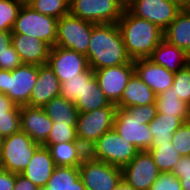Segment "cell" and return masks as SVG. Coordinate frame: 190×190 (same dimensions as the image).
<instances>
[{"label": "cell", "instance_id": "obj_1", "mask_svg": "<svg viewBox=\"0 0 190 190\" xmlns=\"http://www.w3.org/2000/svg\"><path fill=\"white\" fill-rule=\"evenodd\" d=\"M86 57L94 71L133 62L127 54L117 23L93 25Z\"/></svg>", "mask_w": 190, "mask_h": 190}, {"label": "cell", "instance_id": "obj_2", "mask_svg": "<svg viewBox=\"0 0 190 190\" xmlns=\"http://www.w3.org/2000/svg\"><path fill=\"white\" fill-rule=\"evenodd\" d=\"M117 24L131 60L149 58L164 39V31L159 26L134 16L128 9L123 10Z\"/></svg>", "mask_w": 190, "mask_h": 190}, {"label": "cell", "instance_id": "obj_3", "mask_svg": "<svg viewBox=\"0 0 190 190\" xmlns=\"http://www.w3.org/2000/svg\"><path fill=\"white\" fill-rule=\"evenodd\" d=\"M156 114L155 103L128 108L117 107L113 128L139 151H148L153 141L148 124Z\"/></svg>", "mask_w": 190, "mask_h": 190}, {"label": "cell", "instance_id": "obj_4", "mask_svg": "<svg viewBox=\"0 0 190 190\" xmlns=\"http://www.w3.org/2000/svg\"><path fill=\"white\" fill-rule=\"evenodd\" d=\"M138 152L137 147L121 137L114 128L104 133L88 149L91 158L120 168L128 164Z\"/></svg>", "mask_w": 190, "mask_h": 190}, {"label": "cell", "instance_id": "obj_5", "mask_svg": "<svg viewBox=\"0 0 190 190\" xmlns=\"http://www.w3.org/2000/svg\"><path fill=\"white\" fill-rule=\"evenodd\" d=\"M37 76L36 65L22 64L14 70L0 69V93L7 95L17 106L28 105Z\"/></svg>", "mask_w": 190, "mask_h": 190}, {"label": "cell", "instance_id": "obj_6", "mask_svg": "<svg viewBox=\"0 0 190 190\" xmlns=\"http://www.w3.org/2000/svg\"><path fill=\"white\" fill-rule=\"evenodd\" d=\"M117 105L88 112H78L76 122L77 140L88 150L104 133L113 129Z\"/></svg>", "mask_w": 190, "mask_h": 190}, {"label": "cell", "instance_id": "obj_7", "mask_svg": "<svg viewBox=\"0 0 190 190\" xmlns=\"http://www.w3.org/2000/svg\"><path fill=\"white\" fill-rule=\"evenodd\" d=\"M57 24L58 19L43 15L28 4H23L11 32L36 37L52 48L56 42Z\"/></svg>", "mask_w": 190, "mask_h": 190}, {"label": "cell", "instance_id": "obj_8", "mask_svg": "<svg viewBox=\"0 0 190 190\" xmlns=\"http://www.w3.org/2000/svg\"><path fill=\"white\" fill-rule=\"evenodd\" d=\"M40 146L22 131L4 138L0 168L20 174L28 166L32 156Z\"/></svg>", "mask_w": 190, "mask_h": 190}, {"label": "cell", "instance_id": "obj_9", "mask_svg": "<svg viewBox=\"0 0 190 190\" xmlns=\"http://www.w3.org/2000/svg\"><path fill=\"white\" fill-rule=\"evenodd\" d=\"M94 24L70 13L64 15L58 19L55 46L71 49L86 56Z\"/></svg>", "mask_w": 190, "mask_h": 190}, {"label": "cell", "instance_id": "obj_10", "mask_svg": "<svg viewBox=\"0 0 190 190\" xmlns=\"http://www.w3.org/2000/svg\"><path fill=\"white\" fill-rule=\"evenodd\" d=\"M79 173L87 190H114L122 179L120 167L95 160L89 155L79 166Z\"/></svg>", "mask_w": 190, "mask_h": 190}, {"label": "cell", "instance_id": "obj_11", "mask_svg": "<svg viewBox=\"0 0 190 190\" xmlns=\"http://www.w3.org/2000/svg\"><path fill=\"white\" fill-rule=\"evenodd\" d=\"M69 13L95 24L117 23L123 8L116 0H70Z\"/></svg>", "mask_w": 190, "mask_h": 190}, {"label": "cell", "instance_id": "obj_12", "mask_svg": "<svg viewBox=\"0 0 190 190\" xmlns=\"http://www.w3.org/2000/svg\"><path fill=\"white\" fill-rule=\"evenodd\" d=\"M121 170L122 179L135 190H150L161 173L149 151H139Z\"/></svg>", "mask_w": 190, "mask_h": 190}, {"label": "cell", "instance_id": "obj_13", "mask_svg": "<svg viewBox=\"0 0 190 190\" xmlns=\"http://www.w3.org/2000/svg\"><path fill=\"white\" fill-rule=\"evenodd\" d=\"M182 8L172 0H135L128 10L134 16L146 19L164 31Z\"/></svg>", "mask_w": 190, "mask_h": 190}, {"label": "cell", "instance_id": "obj_14", "mask_svg": "<svg viewBox=\"0 0 190 190\" xmlns=\"http://www.w3.org/2000/svg\"><path fill=\"white\" fill-rule=\"evenodd\" d=\"M134 73V63L101 68L94 71L100 89L112 104H117L123 94L125 86Z\"/></svg>", "mask_w": 190, "mask_h": 190}, {"label": "cell", "instance_id": "obj_15", "mask_svg": "<svg viewBox=\"0 0 190 190\" xmlns=\"http://www.w3.org/2000/svg\"><path fill=\"white\" fill-rule=\"evenodd\" d=\"M47 64L58 77L60 83L66 78L77 77L89 68L87 57L71 49L54 46L50 49Z\"/></svg>", "mask_w": 190, "mask_h": 190}, {"label": "cell", "instance_id": "obj_16", "mask_svg": "<svg viewBox=\"0 0 190 190\" xmlns=\"http://www.w3.org/2000/svg\"><path fill=\"white\" fill-rule=\"evenodd\" d=\"M52 125L53 121L43 107L20 106L21 131L26 133L35 143L46 145V139Z\"/></svg>", "mask_w": 190, "mask_h": 190}, {"label": "cell", "instance_id": "obj_17", "mask_svg": "<svg viewBox=\"0 0 190 190\" xmlns=\"http://www.w3.org/2000/svg\"><path fill=\"white\" fill-rule=\"evenodd\" d=\"M133 63L134 72L156 95L172 87L175 75L174 72L155 64L149 58L136 59L133 60Z\"/></svg>", "mask_w": 190, "mask_h": 190}, {"label": "cell", "instance_id": "obj_18", "mask_svg": "<svg viewBox=\"0 0 190 190\" xmlns=\"http://www.w3.org/2000/svg\"><path fill=\"white\" fill-rule=\"evenodd\" d=\"M23 64L45 65L51 47L42 40L27 34L12 33V43Z\"/></svg>", "mask_w": 190, "mask_h": 190}, {"label": "cell", "instance_id": "obj_19", "mask_svg": "<svg viewBox=\"0 0 190 190\" xmlns=\"http://www.w3.org/2000/svg\"><path fill=\"white\" fill-rule=\"evenodd\" d=\"M61 83L48 64L38 66L37 81L30 95L29 106L43 107L60 96Z\"/></svg>", "mask_w": 190, "mask_h": 190}, {"label": "cell", "instance_id": "obj_20", "mask_svg": "<svg viewBox=\"0 0 190 190\" xmlns=\"http://www.w3.org/2000/svg\"><path fill=\"white\" fill-rule=\"evenodd\" d=\"M55 167L49 149L41 145L35 151L28 166L20 174L41 188L46 186Z\"/></svg>", "mask_w": 190, "mask_h": 190}, {"label": "cell", "instance_id": "obj_21", "mask_svg": "<svg viewBox=\"0 0 190 190\" xmlns=\"http://www.w3.org/2000/svg\"><path fill=\"white\" fill-rule=\"evenodd\" d=\"M156 96L151 88L134 72L125 86L120 101L116 105L119 108L150 105L155 103Z\"/></svg>", "mask_w": 190, "mask_h": 190}, {"label": "cell", "instance_id": "obj_22", "mask_svg": "<svg viewBox=\"0 0 190 190\" xmlns=\"http://www.w3.org/2000/svg\"><path fill=\"white\" fill-rule=\"evenodd\" d=\"M149 59L174 73L190 63V58L184 50L169 44L165 39L156 46Z\"/></svg>", "mask_w": 190, "mask_h": 190}, {"label": "cell", "instance_id": "obj_23", "mask_svg": "<svg viewBox=\"0 0 190 190\" xmlns=\"http://www.w3.org/2000/svg\"><path fill=\"white\" fill-rule=\"evenodd\" d=\"M164 39L169 44L184 50L190 58V8H182L164 30Z\"/></svg>", "mask_w": 190, "mask_h": 190}, {"label": "cell", "instance_id": "obj_24", "mask_svg": "<svg viewBox=\"0 0 190 190\" xmlns=\"http://www.w3.org/2000/svg\"><path fill=\"white\" fill-rule=\"evenodd\" d=\"M56 166L79 167L88 155V150L80 142L46 144Z\"/></svg>", "mask_w": 190, "mask_h": 190}, {"label": "cell", "instance_id": "obj_25", "mask_svg": "<svg viewBox=\"0 0 190 190\" xmlns=\"http://www.w3.org/2000/svg\"><path fill=\"white\" fill-rule=\"evenodd\" d=\"M184 123L178 116H169L157 113L155 118L148 124L153 141L150 148L156 144L170 143L174 132Z\"/></svg>", "mask_w": 190, "mask_h": 190}, {"label": "cell", "instance_id": "obj_26", "mask_svg": "<svg viewBox=\"0 0 190 190\" xmlns=\"http://www.w3.org/2000/svg\"><path fill=\"white\" fill-rule=\"evenodd\" d=\"M74 104L78 112H88L107 107L111 103L100 89L98 80L94 74L89 80H85L84 94Z\"/></svg>", "mask_w": 190, "mask_h": 190}, {"label": "cell", "instance_id": "obj_27", "mask_svg": "<svg viewBox=\"0 0 190 190\" xmlns=\"http://www.w3.org/2000/svg\"><path fill=\"white\" fill-rule=\"evenodd\" d=\"M155 104L157 113L178 116L184 122L190 120V106L179 99V96L174 93L173 87L157 95Z\"/></svg>", "mask_w": 190, "mask_h": 190}, {"label": "cell", "instance_id": "obj_28", "mask_svg": "<svg viewBox=\"0 0 190 190\" xmlns=\"http://www.w3.org/2000/svg\"><path fill=\"white\" fill-rule=\"evenodd\" d=\"M43 109L53 122L62 124H76L77 122L76 105L61 96L51 99L43 106Z\"/></svg>", "mask_w": 190, "mask_h": 190}, {"label": "cell", "instance_id": "obj_29", "mask_svg": "<svg viewBox=\"0 0 190 190\" xmlns=\"http://www.w3.org/2000/svg\"><path fill=\"white\" fill-rule=\"evenodd\" d=\"M148 151L161 173L172 172L175 164L182 157L173 147L172 142L156 144L153 148H149Z\"/></svg>", "mask_w": 190, "mask_h": 190}, {"label": "cell", "instance_id": "obj_30", "mask_svg": "<svg viewBox=\"0 0 190 190\" xmlns=\"http://www.w3.org/2000/svg\"><path fill=\"white\" fill-rule=\"evenodd\" d=\"M93 75L94 70L89 67L77 77L66 78L64 82H61L60 96L65 100L75 103L84 94L85 80H89Z\"/></svg>", "mask_w": 190, "mask_h": 190}, {"label": "cell", "instance_id": "obj_31", "mask_svg": "<svg viewBox=\"0 0 190 190\" xmlns=\"http://www.w3.org/2000/svg\"><path fill=\"white\" fill-rule=\"evenodd\" d=\"M80 178L79 167L56 166L45 188L48 190H71Z\"/></svg>", "mask_w": 190, "mask_h": 190}, {"label": "cell", "instance_id": "obj_32", "mask_svg": "<svg viewBox=\"0 0 190 190\" xmlns=\"http://www.w3.org/2000/svg\"><path fill=\"white\" fill-rule=\"evenodd\" d=\"M70 0H31L27 4L37 12L60 19L69 14Z\"/></svg>", "mask_w": 190, "mask_h": 190}, {"label": "cell", "instance_id": "obj_33", "mask_svg": "<svg viewBox=\"0 0 190 190\" xmlns=\"http://www.w3.org/2000/svg\"><path fill=\"white\" fill-rule=\"evenodd\" d=\"M23 3L19 0H0V31H11Z\"/></svg>", "mask_w": 190, "mask_h": 190}, {"label": "cell", "instance_id": "obj_34", "mask_svg": "<svg viewBox=\"0 0 190 190\" xmlns=\"http://www.w3.org/2000/svg\"><path fill=\"white\" fill-rule=\"evenodd\" d=\"M61 142H79L76 136V124L53 122L46 144H58Z\"/></svg>", "mask_w": 190, "mask_h": 190}, {"label": "cell", "instance_id": "obj_35", "mask_svg": "<svg viewBox=\"0 0 190 190\" xmlns=\"http://www.w3.org/2000/svg\"><path fill=\"white\" fill-rule=\"evenodd\" d=\"M172 87L179 99L190 106V63L175 73Z\"/></svg>", "mask_w": 190, "mask_h": 190}, {"label": "cell", "instance_id": "obj_36", "mask_svg": "<svg viewBox=\"0 0 190 190\" xmlns=\"http://www.w3.org/2000/svg\"><path fill=\"white\" fill-rule=\"evenodd\" d=\"M171 142L181 156L190 155V120L184 122L174 132Z\"/></svg>", "mask_w": 190, "mask_h": 190}, {"label": "cell", "instance_id": "obj_37", "mask_svg": "<svg viewBox=\"0 0 190 190\" xmlns=\"http://www.w3.org/2000/svg\"><path fill=\"white\" fill-rule=\"evenodd\" d=\"M21 131L20 112H0V135L3 138Z\"/></svg>", "mask_w": 190, "mask_h": 190}, {"label": "cell", "instance_id": "obj_38", "mask_svg": "<svg viewBox=\"0 0 190 190\" xmlns=\"http://www.w3.org/2000/svg\"><path fill=\"white\" fill-rule=\"evenodd\" d=\"M171 173L179 178L182 190H190V155L182 156Z\"/></svg>", "mask_w": 190, "mask_h": 190}, {"label": "cell", "instance_id": "obj_39", "mask_svg": "<svg viewBox=\"0 0 190 190\" xmlns=\"http://www.w3.org/2000/svg\"><path fill=\"white\" fill-rule=\"evenodd\" d=\"M150 190H182L180 180L171 172H162Z\"/></svg>", "mask_w": 190, "mask_h": 190}, {"label": "cell", "instance_id": "obj_40", "mask_svg": "<svg viewBox=\"0 0 190 190\" xmlns=\"http://www.w3.org/2000/svg\"><path fill=\"white\" fill-rule=\"evenodd\" d=\"M22 64L20 55L16 52L12 44L7 47V51L0 57V69L14 70Z\"/></svg>", "mask_w": 190, "mask_h": 190}, {"label": "cell", "instance_id": "obj_41", "mask_svg": "<svg viewBox=\"0 0 190 190\" xmlns=\"http://www.w3.org/2000/svg\"><path fill=\"white\" fill-rule=\"evenodd\" d=\"M15 173L0 168V190H13Z\"/></svg>", "mask_w": 190, "mask_h": 190}, {"label": "cell", "instance_id": "obj_42", "mask_svg": "<svg viewBox=\"0 0 190 190\" xmlns=\"http://www.w3.org/2000/svg\"><path fill=\"white\" fill-rule=\"evenodd\" d=\"M39 187L21 174H15V185L13 190H38Z\"/></svg>", "mask_w": 190, "mask_h": 190}, {"label": "cell", "instance_id": "obj_43", "mask_svg": "<svg viewBox=\"0 0 190 190\" xmlns=\"http://www.w3.org/2000/svg\"><path fill=\"white\" fill-rule=\"evenodd\" d=\"M0 112H20V106H17L7 95L0 93Z\"/></svg>", "mask_w": 190, "mask_h": 190}, {"label": "cell", "instance_id": "obj_44", "mask_svg": "<svg viewBox=\"0 0 190 190\" xmlns=\"http://www.w3.org/2000/svg\"><path fill=\"white\" fill-rule=\"evenodd\" d=\"M12 43L11 31H0V57L7 51V47Z\"/></svg>", "mask_w": 190, "mask_h": 190}, {"label": "cell", "instance_id": "obj_45", "mask_svg": "<svg viewBox=\"0 0 190 190\" xmlns=\"http://www.w3.org/2000/svg\"><path fill=\"white\" fill-rule=\"evenodd\" d=\"M114 190H135L131 185H129L124 179H121Z\"/></svg>", "mask_w": 190, "mask_h": 190}, {"label": "cell", "instance_id": "obj_46", "mask_svg": "<svg viewBox=\"0 0 190 190\" xmlns=\"http://www.w3.org/2000/svg\"><path fill=\"white\" fill-rule=\"evenodd\" d=\"M116 1L123 8V10H127L135 0H116Z\"/></svg>", "mask_w": 190, "mask_h": 190}, {"label": "cell", "instance_id": "obj_47", "mask_svg": "<svg viewBox=\"0 0 190 190\" xmlns=\"http://www.w3.org/2000/svg\"><path fill=\"white\" fill-rule=\"evenodd\" d=\"M71 190H87L86 187L83 185L82 179L79 178L73 183V187Z\"/></svg>", "mask_w": 190, "mask_h": 190}, {"label": "cell", "instance_id": "obj_48", "mask_svg": "<svg viewBox=\"0 0 190 190\" xmlns=\"http://www.w3.org/2000/svg\"><path fill=\"white\" fill-rule=\"evenodd\" d=\"M172 1L177 2L183 8H190V0H172Z\"/></svg>", "mask_w": 190, "mask_h": 190}, {"label": "cell", "instance_id": "obj_49", "mask_svg": "<svg viewBox=\"0 0 190 190\" xmlns=\"http://www.w3.org/2000/svg\"><path fill=\"white\" fill-rule=\"evenodd\" d=\"M3 140H4V138L0 135V156H1V153H2Z\"/></svg>", "mask_w": 190, "mask_h": 190}, {"label": "cell", "instance_id": "obj_50", "mask_svg": "<svg viewBox=\"0 0 190 190\" xmlns=\"http://www.w3.org/2000/svg\"><path fill=\"white\" fill-rule=\"evenodd\" d=\"M21 3L23 4H27L28 2H30L31 0H19Z\"/></svg>", "mask_w": 190, "mask_h": 190}, {"label": "cell", "instance_id": "obj_51", "mask_svg": "<svg viewBox=\"0 0 190 190\" xmlns=\"http://www.w3.org/2000/svg\"><path fill=\"white\" fill-rule=\"evenodd\" d=\"M38 190H48V189L45 188V187H41V188H39Z\"/></svg>", "mask_w": 190, "mask_h": 190}]
</instances>
